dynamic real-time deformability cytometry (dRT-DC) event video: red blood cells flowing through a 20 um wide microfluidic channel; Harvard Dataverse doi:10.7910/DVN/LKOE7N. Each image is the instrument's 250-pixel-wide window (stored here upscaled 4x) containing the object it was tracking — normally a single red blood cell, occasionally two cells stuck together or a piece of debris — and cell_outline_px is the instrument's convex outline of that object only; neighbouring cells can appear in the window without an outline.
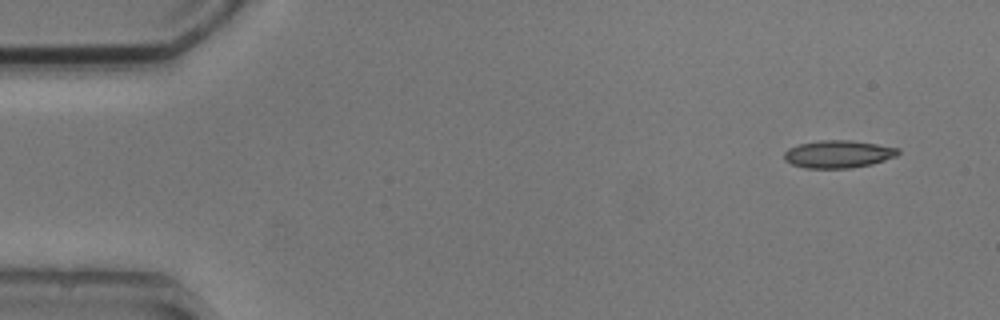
{"species": "common noctule bat (a hibernating species)", "species_latin": "Nyctalus noctula", "temperature_condition": "cold", "stored_images_in_passage": 7, "camera_frame_rate_fps": 3000, "um_per_image_px": 0.085, "animal": {"sex": "male", "body_mass_g": 20.5, "forearm_length_mm": 52.5}, "frame": {"image": 1, "passage_image": 1, "time_ms": 0.0, "image_size_px": [1000, 320], "cell_outline_px": [[900, 152], [896, 156], [872, 164], [852, 168], [804, 168], [792, 164], [784, 160], [784, 152], [788, 148], [800, 144], [820, 140], [852, 140], [900, 148]], "centroid_in_image_um": [71.25, 13.1], "position_along_channel_um": 13.8, "area_um2": 18.38}}
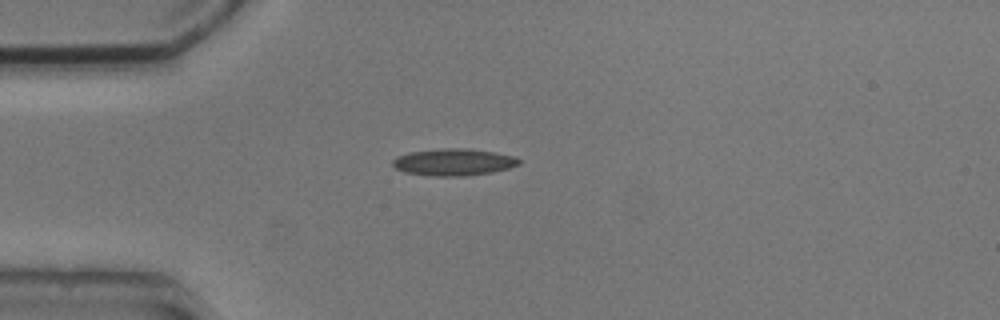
{"frame": {"image": 2, "passage_image": 3, "time_ms": 3.333, "image_size_px": [1000, 320], "cell_outline_px": [[520, 164], [508, 168], [492, 172], [464, 176], [432, 176], [404, 172], [396, 168], [392, 164], [392, 160], [396, 156], [408, 152], [444, 148], [468, 148], [516, 156], [520, 160]], "centroid_in_image_um": [38.54, 13.78], "position_along_channel_um": 46.5, "area_um2": 19.88}}